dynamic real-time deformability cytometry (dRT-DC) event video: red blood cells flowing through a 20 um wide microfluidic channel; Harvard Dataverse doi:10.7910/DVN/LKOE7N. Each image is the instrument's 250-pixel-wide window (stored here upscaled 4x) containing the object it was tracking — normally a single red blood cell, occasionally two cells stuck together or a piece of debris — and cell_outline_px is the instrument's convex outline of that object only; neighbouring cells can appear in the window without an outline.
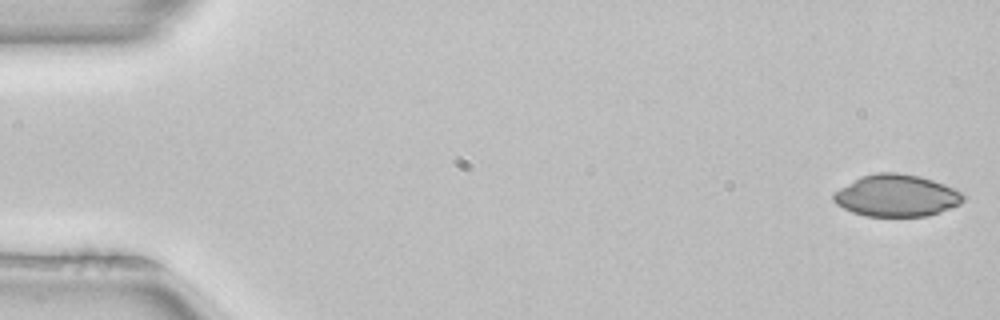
{"species": "common noctule bat (a hibernating species)", "species_latin": "Nyctalus noctula", "temperature_condition": "room temperature", "stored_images_in_passage": 51, "camera_frame_rate_fps": 3000, "um_per_image_px": 0.085, "animal": {"sex": "female", "body_mass_g": 22.7, "forearm_length_mm": 54.2}, "frame": {"image": 1, "passage_image": 1, "time_ms": 0.0, "image_size_px": [1000, 320], "cell_outline_px": [[968, 196], [960, 204], [940, 212], [928, 216], [864, 216], [852, 212], [836, 204], [832, 200], [832, 192], [860, 176], [876, 172], [896, 172], [920, 176], [944, 184], [964, 192]], "centroid_in_image_um": [76.21, 16.62], "position_along_channel_um": 8.8, "area_um2": 32.14}}
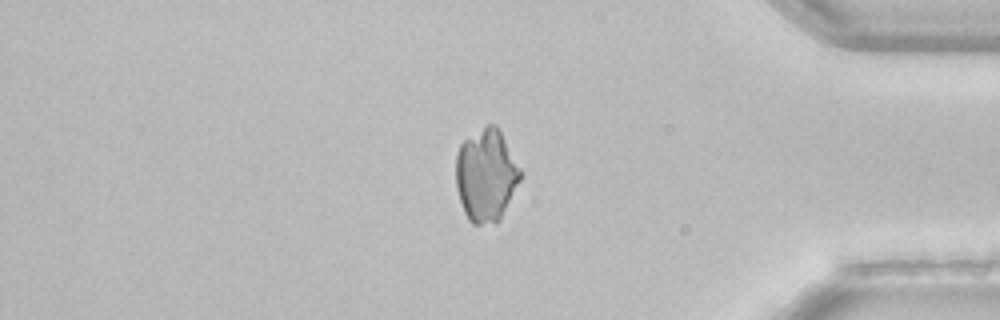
{"frame": {"image": 2, "passage_image": 43, "time_ms": 14.0, "image_size_px": [1000, 320], "cell_outline_px": [[524, 176], [500, 220], [496, 224], [472, 224], [468, 220], [464, 212], [456, 188], [456, 152], [460, 144], [464, 140], [488, 124], [496, 124], [524, 172]], "centroid_in_image_um": [41.35, 14.92], "position_along_channel_um": 393.8, "area_um2": 35.43}}
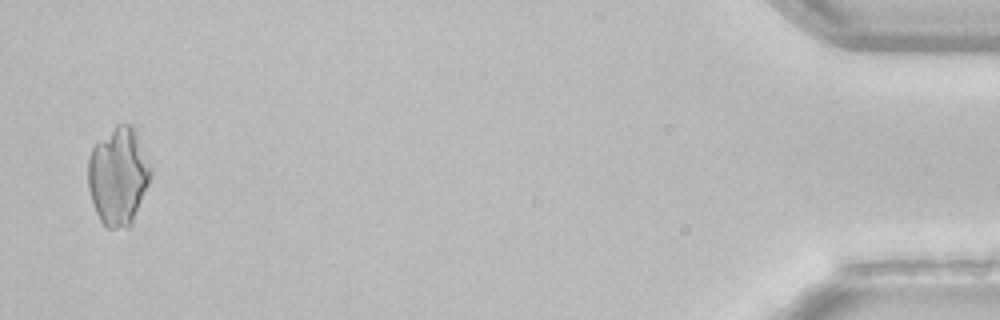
{"frame": {"image": 3, "passage_image": 50, "time_ms": 16.333, "image_size_px": [1000, 320], "cell_outline_px": [[152, 172], [148, 184], [132, 224], [128, 228], [108, 228], [100, 220], [96, 212], [88, 188], [88, 160], [92, 148], [116, 124], [128, 124], [132, 128], [152, 168]], "centroid_in_image_um": [10.04, 15.02], "position_along_channel_um": 425.2, "area_um2": 35.14}}